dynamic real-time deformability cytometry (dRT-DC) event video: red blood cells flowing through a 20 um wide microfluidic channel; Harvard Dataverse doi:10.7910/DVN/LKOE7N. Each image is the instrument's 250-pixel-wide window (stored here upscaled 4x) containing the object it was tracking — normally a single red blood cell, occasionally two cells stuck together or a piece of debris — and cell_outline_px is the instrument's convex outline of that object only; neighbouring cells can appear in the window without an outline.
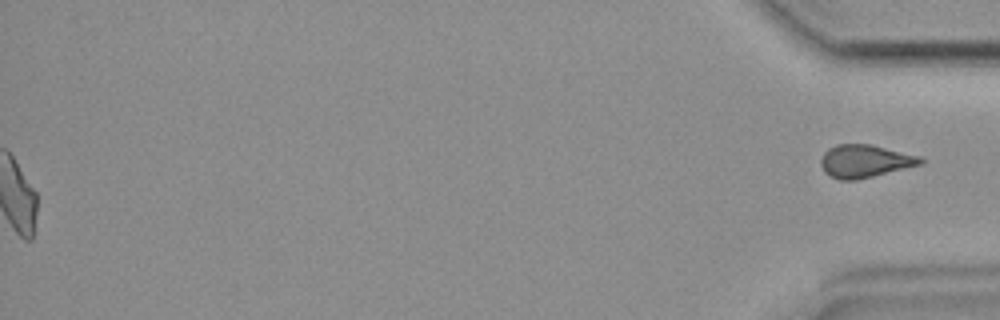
{"species": "common noctule bat (a hibernating species)", "species_latin": "Nyctalus noctula", "temperature_condition": "room temperature", "stored_images_in_passage": 45, "camera_frame_rate_fps": 3000, "um_per_image_px": 0.085, "animal": {"sex": "female", "body_mass_g": 19.9}, "frame": {"image": 1, "passage_image": 45, "time_ms": 14.667, "image_size_px": [1000, 320], "cell_outline_px": [[924, 160], [920, 164], [856, 180], [840, 180], [824, 172], [820, 164], [820, 160], [824, 152], [828, 148], [836, 144], [868, 144], [920, 156]], "centroid_in_image_um": [73.45, 13.69], "position_along_channel_um": 361.7, "area_um2": 18.73}}